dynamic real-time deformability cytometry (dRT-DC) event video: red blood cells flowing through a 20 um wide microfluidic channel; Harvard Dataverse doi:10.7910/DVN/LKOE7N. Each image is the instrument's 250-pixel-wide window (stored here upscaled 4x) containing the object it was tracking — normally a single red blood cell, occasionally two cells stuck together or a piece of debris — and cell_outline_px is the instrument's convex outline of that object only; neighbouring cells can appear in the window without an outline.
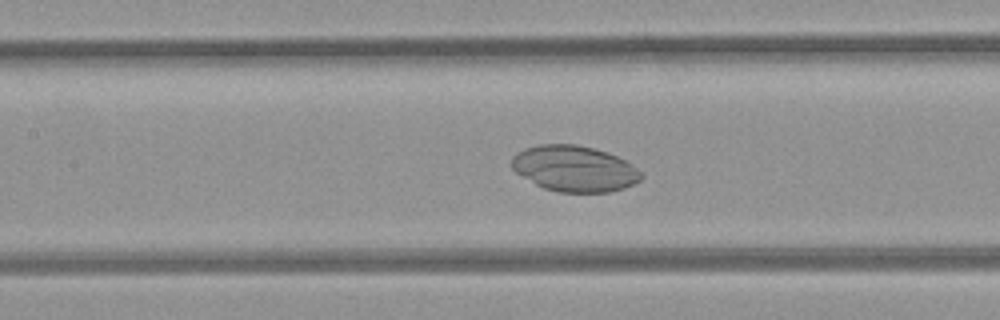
{"species": "common noctule bat (a hibernating species)", "species_latin": "Nyctalus noctula", "temperature_condition": "room temperature", "stored_images_in_passage": 46, "camera_frame_rate_fps": 3000, "um_per_image_px": 0.085, "animal": {"sex": "female", "body_mass_g": 21.9}, "frame": {"image": 1, "passage_image": 24, "time_ms": 7.667, "image_size_px": [1000, 320], "cell_outline_px": [[644, 176], [640, 180], [624, 188], [608, 192], [556, 192], [544, 188], [536, 184], [516, 172], [512, 168], [512, 156], [516, 152], [524, 148], [540, 144], [576, 144], [608, 152], [632, 164]], "centroid_in_image_um": [48.81, 14.33], "position_along_channel_um": 158.6, "area_um2": 34.56}}
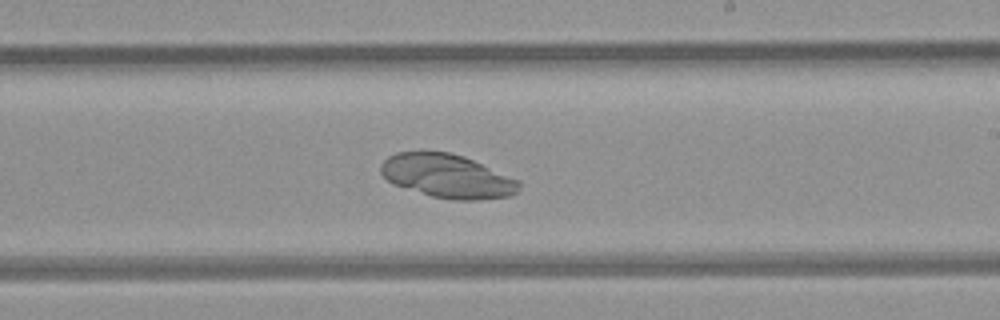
{"frame": {"image": 2, "passage_image": 31, "time_ms": 10.0, "image_size_px": [1000, 320], "cell_outline_px": [[520, 188], [512, 196], [476, 200], [452, 200], [432, 196], [392, 184], [380, 172], [380, 164], [388, 156], [396, 152], [448, 152], [464, 156], [520, 180]], "centroid_in_image_um": [38.03, 14.97], "position_along_channel_um": 251.0, "area_um2": 35.2}}
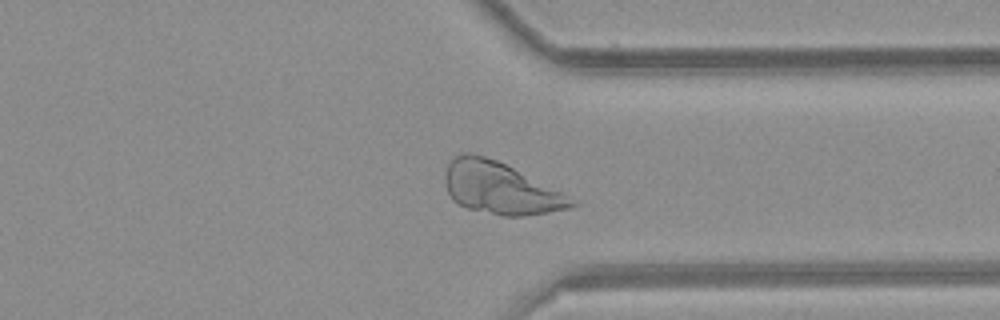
{"frame": {"image": 3, "passage_image": 40, "time_ms": 13.0, "image_size_px": [1000, 320], "cell_outline_px": [[580, 204], [572, 208], [524, 216], [504, 216], [468, 208], [452, 200], [444, 184], [444, 172], [448, 164], [456, 156], [464, 152], [468, 152], [484, 156], [496, 160], [560, 192]], "centroid_in_image_um": [42.47, 16.0], "position_along_channel_um": 368.9, "area_um2": 37.57}}